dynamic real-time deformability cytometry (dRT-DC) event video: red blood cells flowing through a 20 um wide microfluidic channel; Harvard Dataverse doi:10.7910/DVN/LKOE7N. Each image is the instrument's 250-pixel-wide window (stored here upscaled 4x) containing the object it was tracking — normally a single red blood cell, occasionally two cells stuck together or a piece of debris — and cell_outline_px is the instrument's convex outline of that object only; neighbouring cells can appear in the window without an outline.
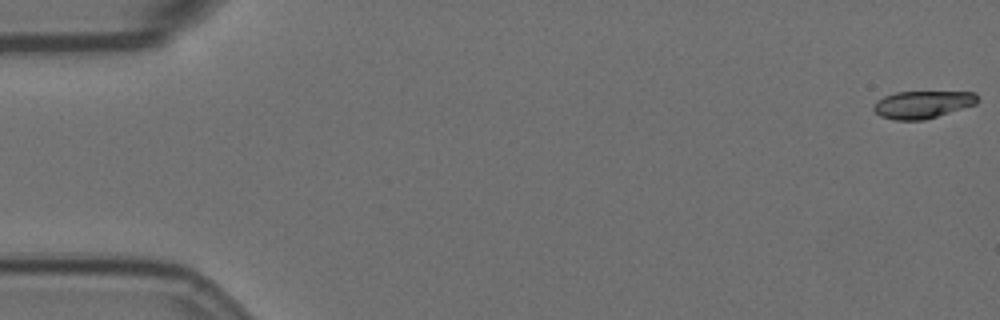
{"species": "Egyptian fruit bat (a non-hibernating species)", "species_latin": "Rousettus aegyptiacus", "temperature_condition": "room temperature", "stored_images_in_passage": 7, "camera_frame_rate_fps": 3000, "um_per_image_px": 0.085, "animal": {"sex": "female"}, "frame": {"image": 1, "passage_image": 1, "time_ms": 0.0, "image_size_px": [1000, 320], "cell_outline_px": [[980, 100], [976, 104], [924, 120], [896, 120], [880, 116], [872, 108], [872, 104], [876, 100], [884, 96], [896, 92], [976, 92]], "centroid_in_image_um": [78.4, 8.88], "position_along_channel_um": 6.6, "area_um2": 16.7}}
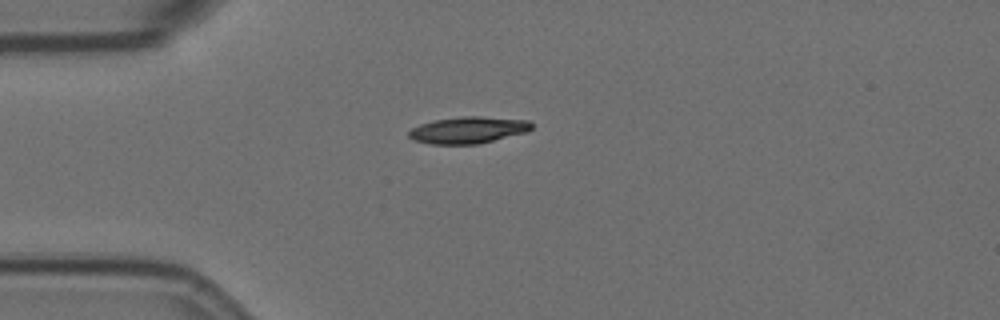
{"frame": {"image": 2, "passage_image": 5, "time_ms": 4.667, "image_size_px": [1000, 320], "cell_outline_px": [[532, 128], [528, 132], [476, 144], [432, 144], [412, 140], [408, 136], [408, 132], [412, 128], [420, 124], [432, 120], [460, 116], [480, 116], [528, 120], [532, 124]], "centroid_in_image_um": [39.77, 11.04], "position_along_channel_um": 45.2, "area_um2": 19.19}}
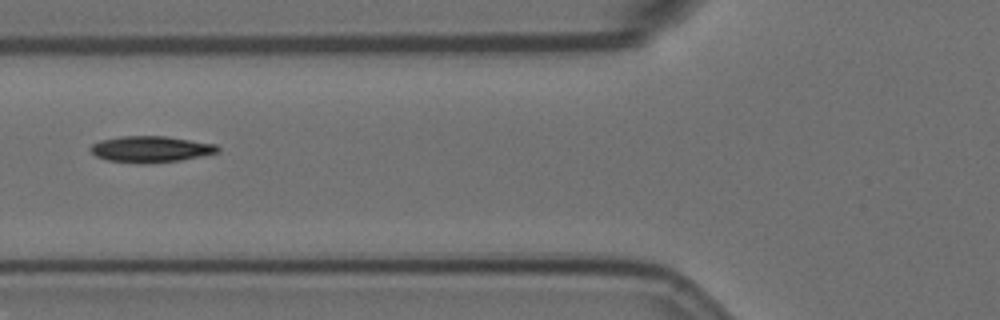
{"frame": {"image": 3, "passage_image": 7, "time_ms": 7.0, "image_size_px": [1000, 320], "cell_outline_px": [[220, 152], [180, 160], [148, 164], [140, 164], [108, 160], [96, 156], [88, 148], [92, 144], [100, 140], [120, 136], [164, 136], [216, 144], [220, 148]], "centroid_in_image_um": [12.8, 12.68], "position_along_channel_um": 113.0, "area_um2": 19.54}}